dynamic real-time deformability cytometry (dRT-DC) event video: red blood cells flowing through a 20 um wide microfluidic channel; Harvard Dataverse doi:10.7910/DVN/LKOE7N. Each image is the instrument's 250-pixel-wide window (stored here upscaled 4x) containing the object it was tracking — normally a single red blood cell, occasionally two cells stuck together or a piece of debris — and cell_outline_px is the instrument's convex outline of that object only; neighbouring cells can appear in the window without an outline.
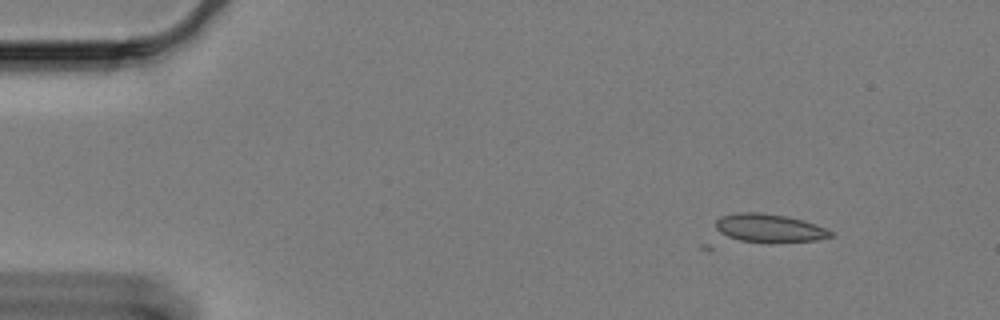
{"species": "Egyptian fruit bat (a non-hibernating species)", "species_latin": "Rousettus aegyptiacus", "temperature_condition": "cold", "stored_images_in_passage": 7, "camera_frame_rate_fps": 3000, "um_per_image_px": 0.085, "animal": {"sex": "female"}, "frame": {"image": 1, "passage_image": 1, "time_ms": 0.0, "image_size_px": [1000, 320], "cell_outline_px": [[836, 236], [816, 240], [712, 248], [700, 248], [700, 244], [716, 220], [720, 216], [736, 212], [760, 212], [784, 216], [804, 220], [816, 224], [832, 232]], "centroid_in_image_um": [64.66, 19.59], "position_along_channel_um": 20.3, "area_um2": 23.64}}